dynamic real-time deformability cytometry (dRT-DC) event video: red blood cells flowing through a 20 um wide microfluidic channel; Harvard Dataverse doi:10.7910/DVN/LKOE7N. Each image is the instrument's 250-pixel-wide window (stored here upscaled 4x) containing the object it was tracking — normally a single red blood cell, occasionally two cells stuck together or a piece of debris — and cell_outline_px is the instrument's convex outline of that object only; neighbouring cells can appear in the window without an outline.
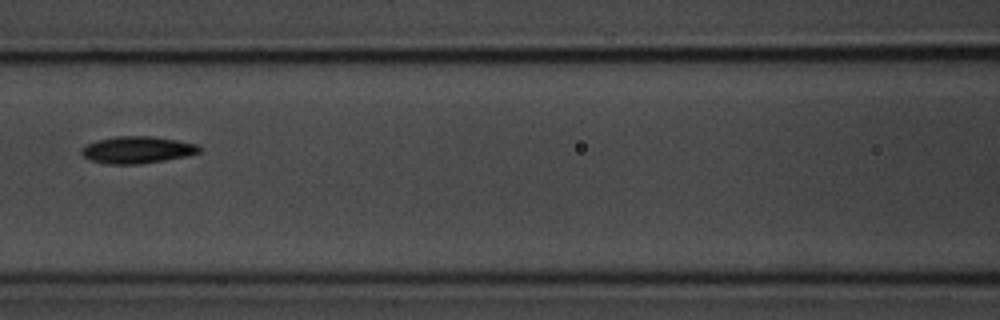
{"species": "common noctule bat (a hibernating species)", "species_latin": "Nyctalus noctula", "temperature_condition": "room temperature", "stored_images_in_passage": 12, "camera_frame_rate_fps": 3000, "um_per_image_px": 0.085, "animal": {"sex": "male", "body_mass_g": 20.1, "forearm_length_mm": 53.5}, "frame": {"image": 1, "passage_image": 4, "time_ms": 3.667, "image_size_px": [1000, 320], "cell_outline_px": [[200, 152], [188, 156], [140, 164], [104, 164], [92, 160], [84, 156], [80, 152], [80, 148], [96, 140], [116, 136], [152, 136], [176, 140], [196, 144], [200, 148]], "centroid_in_image_um": [11.64, 12.74], "position_along_channel_um": 155.0, "area_um2": 18.5}}
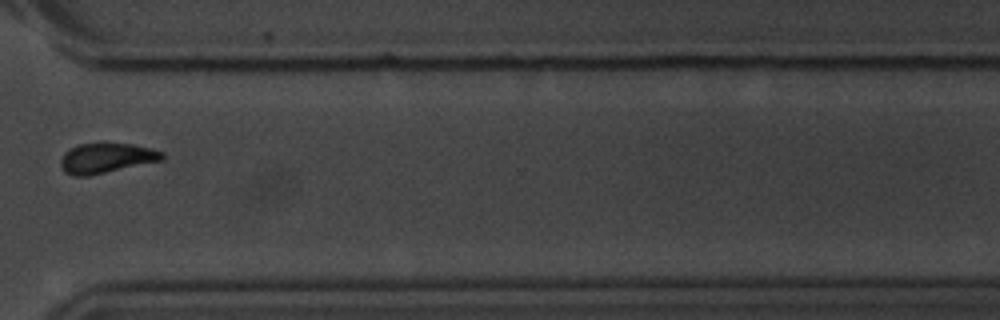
{"frame": {"image": 2, "passage_image": 9, "time_ms": 9.333, "image_size_px": [1000, 320], "cell_outline_px": [[164, 160], [88, 176], [72, 176], [64, 172], [60, 164], [60, 160], [64, 152], [76, 144], [132, 144], [164, 152]], "centroid_in_image_um": [9.01, 13.45], "position_along_channel_um": 361.6, "area_um2": 17.69}}
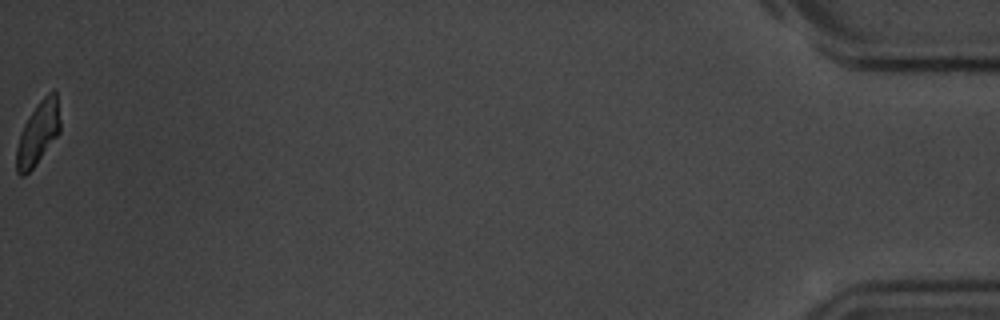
{"frame": {"image": 3, "passage_image": 12, "time_ms": 14.0, "image_size_px": [1000, 320], "cell_outline_px": [[60, 132], [36, 164], [24, 176], [20, 176], [16, 172], [16, 148], [24, 124], [36, 104], [52, 88], [56, 92], [60, 120]], "centroid_in_image_um": [3.23, 11.31], "position_along_channel_um": 432.0, "area_um2": 16.01}, "authors_computed_cell_mechanics": {"area_um2": 17.6868, "velocity_mm_per_s": 3.659, "shape_relaxation_time_tau1_ms": 2.2544, "shape_relaxation_time_tau2_ms": null, "deformation_change_tau1": 0.1066, "deformation_change_tau2": null}}